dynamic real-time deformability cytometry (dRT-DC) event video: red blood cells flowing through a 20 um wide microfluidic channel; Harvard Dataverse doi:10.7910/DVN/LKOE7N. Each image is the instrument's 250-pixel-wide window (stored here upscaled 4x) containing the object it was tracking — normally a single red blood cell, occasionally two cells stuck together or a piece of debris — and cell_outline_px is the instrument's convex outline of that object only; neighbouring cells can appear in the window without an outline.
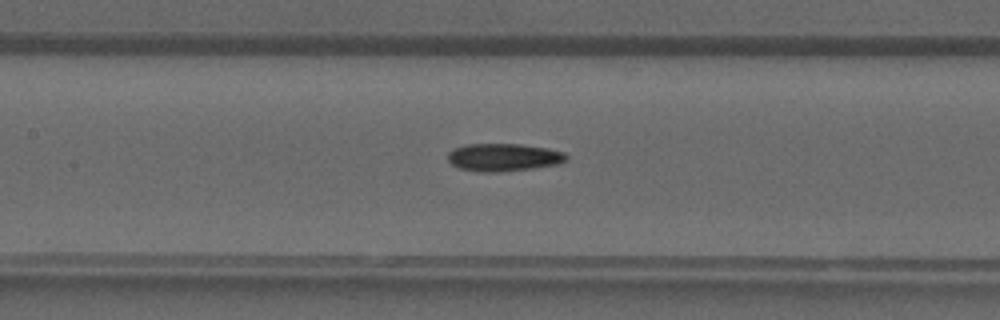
{"species": "common noctule bat (a hibernating species)", "species_latin": "Nyctalus noctula", "temperature_condition": "warm", "stored_images_in_passage": 39, "camera_frame_rate_fps": 3000, "um_per_image_px": 0.085, "animal": {"sex": "male", "forearm_length_mm": 52.5}, "frame": {"image": 1, "passage_image": 18, "time_ms": 5.667, "image_size_px": [1000, 320], "cell_outline_px": [[568, 160], [560, 164], [532, 168], [500, 172], [480, 172], [460, 168], [452, 164], [448, 160], [448, 152], [464, 144], [520, 144], [548, 148], [564, 152], [568, 156]], "centroid_in_image_um": [42.84, 13.37], "position_along_channel_um": 164.6, "area_um2": 19.25}}
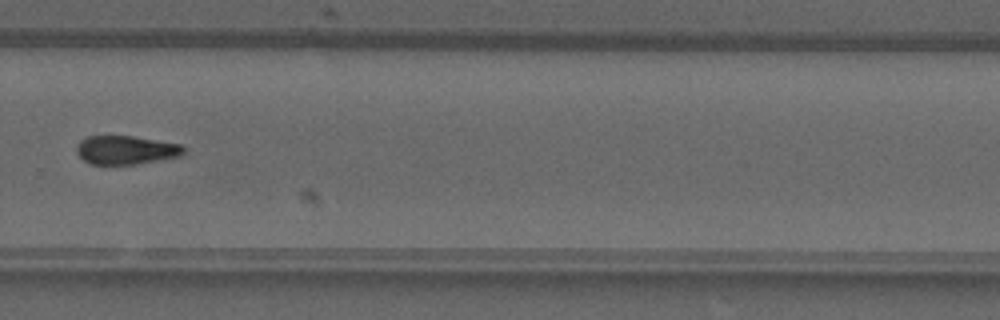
{"frame": {"image": 2, "passage_image": 27, "time_ms": 8.667, "image_size_px": [1000, 320], "cell_outline_px": [[184, 152], [180, 156], [136, 164], [88, 164], [76, 152], [76, 144], [80, 140], [88, 136], [132, 136], [180, 144], [184, 148]], "centroid_in_image_um": [10.66, 12.75], "position_along_channel_um": 319.1, "area_um2": 17.8}}
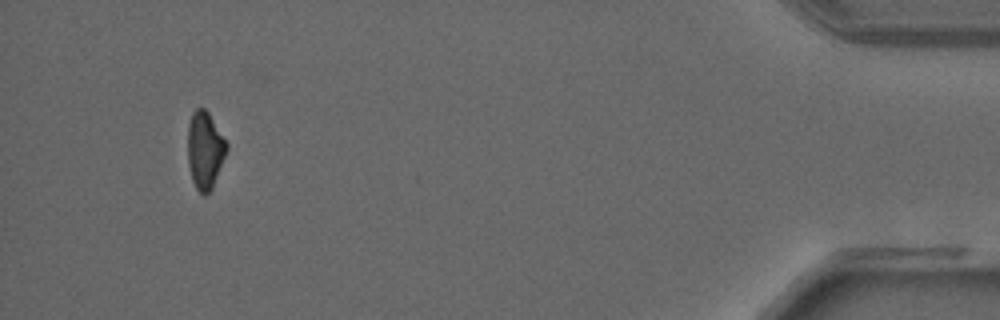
{"frame": {"image": 3, "passage_image": 37, "time_ms": 12.0, "image_size_px": [1000, 320], "cell_outline_px": [[228, 148], [212, 188], [204, 196], [196, 188], [192, 180], [188, 164], [188, 124], [192, 112], [196, 108], [204, 108], [208, 112], [228, 144]], "centroid_in_image_um": [17.41, 12.75], "position_along_channel_um": 417.8, "area_um2": 17.4}}